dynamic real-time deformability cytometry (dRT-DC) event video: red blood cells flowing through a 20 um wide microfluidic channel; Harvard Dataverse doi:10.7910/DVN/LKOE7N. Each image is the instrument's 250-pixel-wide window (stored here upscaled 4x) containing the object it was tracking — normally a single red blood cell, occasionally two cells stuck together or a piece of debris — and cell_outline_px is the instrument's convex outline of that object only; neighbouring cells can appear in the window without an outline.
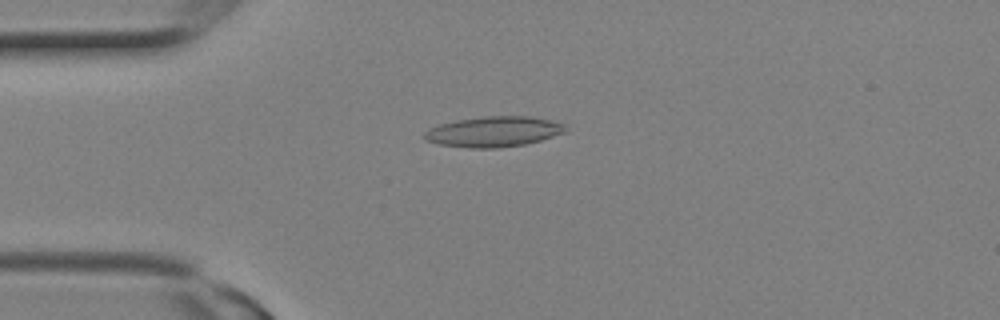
{"species": "Egyptian fruit bat (a non-hibernating species)", "species_latin": "Rousettus aegyptiacus", "temperature_condition": "room temperature", "stored_images_in_passage": 24, "camera_frame_rate_fps": 3000, "um_per_image_px": 0.085, "animal": {"sex": "female"}, "frame": {"image": 1, "passage_image": 6, "time_ms": 1.667, "image_size_px": [1000, 320], "cell_outline_px": [[564, 132], [540, 140], [524, 144], [496, 148], [468, 148], [440, 144], [424, 140], [424, 132], [440, 124], [456, 120], [480, 116], [532, 116], [552, 120], [564, 124]], "centroid_in_image_um": [41.94, 11.18], "position_along_channel_um": 43.1, "area_um2": 24.85}}
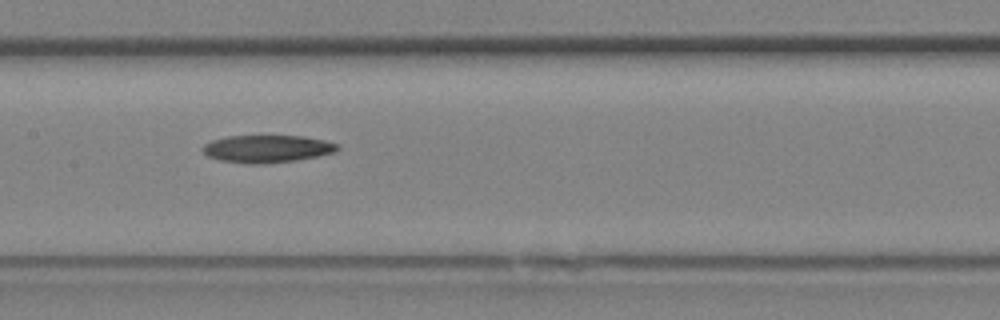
{"frame": {"image": 2, "passage_image": 12, "time_ms": 3.667, "image_size_px": [1000, 320], "cell_outline_px": [[340, 148], [336, 152], [296, 160], [264, 164], [244, 164], [220, 160], [208, 156], [200, 148], [204, 144], [212, 140], [228, 136], [304, 136], [324, 140], [340, 144]], "centroid_in_image_um": [22.71, 12.65], "position_along_channel_um": 184.7, "area_um2": 21.73}}
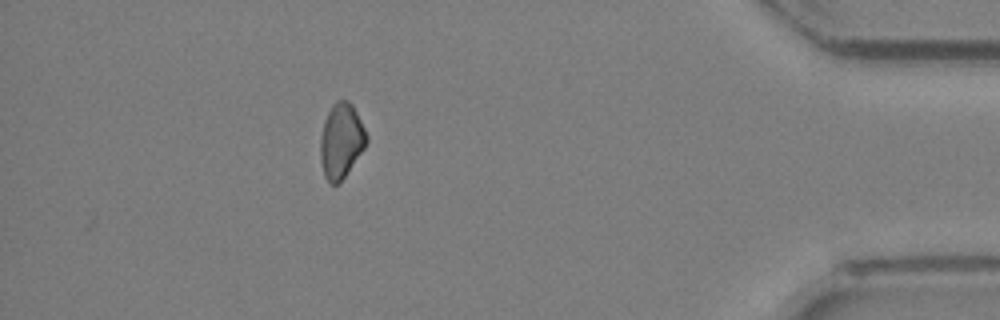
{"frame": {"image": 3, "passage_image": 22, "time_ms": 7.0, "image_size_px": [1000, 320], "cell_outline_px": [[368, 140], [364, 148], [340, 184], [332, 184], [324, 176], [320, 160], [320, 136], [324, 120], [332, 104], [336, 100], [348, 100], [352, 104], [368, 136]], "centroid_in_image_um": [28.99, 11.97], "position_along_channel_um": 406.2, "area_um2": 20.23}}